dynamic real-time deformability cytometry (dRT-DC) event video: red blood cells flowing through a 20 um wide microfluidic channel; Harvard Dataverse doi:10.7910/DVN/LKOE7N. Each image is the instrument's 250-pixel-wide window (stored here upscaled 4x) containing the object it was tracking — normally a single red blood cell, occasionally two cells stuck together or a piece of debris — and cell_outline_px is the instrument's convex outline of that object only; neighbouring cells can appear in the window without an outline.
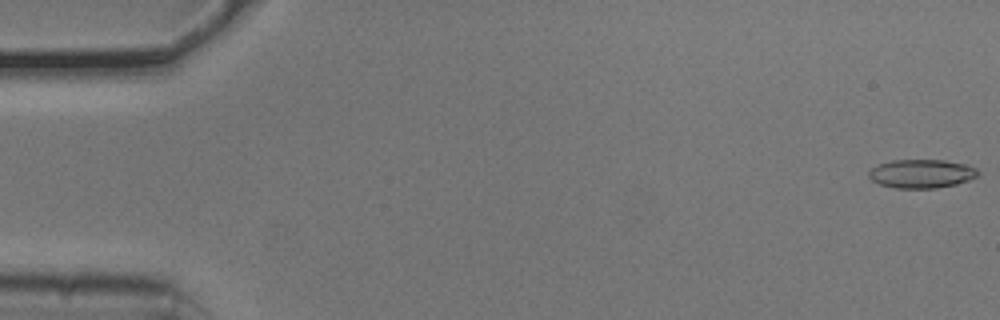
{"species": "common noctule bat (a hibernating species)", "species_latin": "Nyctalus noctula", "temperature_condition": "cold", "stored_images_in_passage": 53, "camera_frame_rate_fps": 3000, "um_per_image_px": 0.085, "animal": {"sex": "male", "body_mass_g": 20.5, "forearm_length_mm": 52.5}, "frame": {"image": 1, "passage_image": 1, "time_ms": 0.0, "image_size_px": [1000, 320], "cell_outline_px": [[980, 176], [956, 184], [936, 188], [896, 188], [880, 184], [872, 180], [868, 176], [868, 172], [872, 168], [880, 164], [892, 160], [944, 160], [964, 164], [976, 168], [980, 172]], "centroid_in_image_um": [78.35, 14.76], "position_along_channel_um": 6.6, "area_um2": 18.21}}
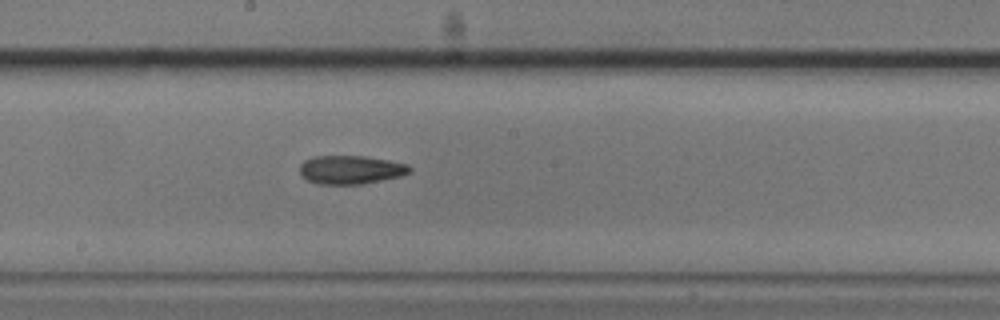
{"frame": {"image": 2, "passage_image": 29, "time_ms": 9.333, "image_size_px": [1000, 320], "cell_outline_px": [[412, 172], [400, 176], [364, 184], [316, 184], [308, 180], [300, 172], [300, 164], [304, 160], [312, 156], [364, 156], [388, 160], [408, 164], [412, 168]], "centroid_in_image_um": [29.83, 14.42], "position_along_channel_um": 218.4, "area_um2": 18.38}}
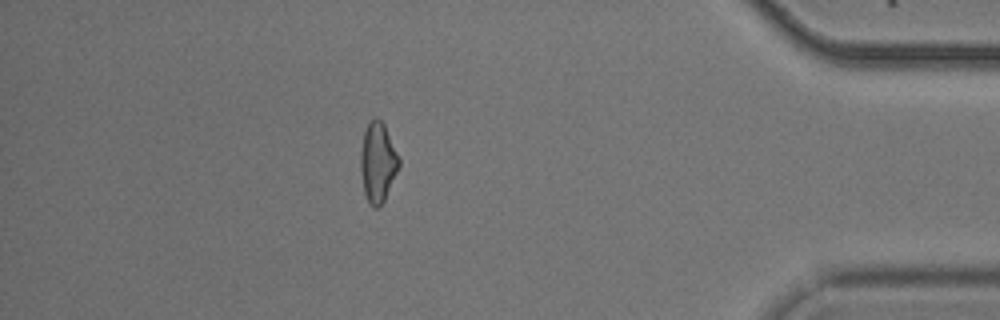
{"frame": {"image": 3, "passage_image": 47, "time_ms": 15.333, "image_size_px": [1000, 320], "cell_outline_px": [[400, 164], [384, 200], [376, 208], [372, 208], [368, 204], [364, 192], [360, 172], [360, 152], [364, 132], [368, 124], [376, 116], [384, 124], [400, 160]], "centroid_in_image_um": [32.09, 13.82], "position_along_channel_um": 403.1, "area_um2": 17.69}, "authors_computed_cell_mechanics": {"area_um2": 18.207, "velocity_mm_per_s": 3.7863, "shape_relaxation_time_tau1_ms": 6.6906, "shape_relaxation_time_tau2_ms": 3.0544, "deformation_change_tau1": 0.1832, "deformation_change_tau2": 0.1198}}